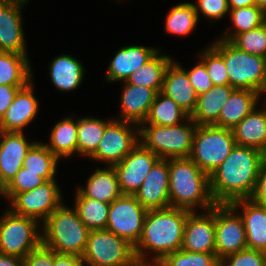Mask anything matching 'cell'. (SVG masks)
Returning a JSON list of instances; mask_svg holds the SVG:
<instances>
[{"mask_svg":"<svg viewBox=\"0 0 266 266\" xmlns=\"http://www.w3.org/2000/svg\"><path fill=\"white\" fill-rule=\"evenodd\" d=\"M265 153L236 145L209 176L210 192L216 204H230L253 194Z\"/></svg>","mask_w":266,"mask_h":266,"instance_id":"6da1fadb","label":"cell"},{"mask_svg":"<svg viewBox=\"0 0 266 266\" xmlns=\"http://www.w3.org/2000/svg\"><path fill=\"white\" fill-rule=\"evenodd\" d=\"M186 209L167 207L148 210L141 237L134 246L137 260L146 261L144 251L155 253L153 262L158 263L170 253L181 249L187 215Z\"/></svg>","mask_w":266,"mask_h":266,"instance_id":"7a4b0ae2","label":"cell"},{"mask_svg":"<svg viewBox=\"0 0 266 266\" xmlns=\"http://www.w3.org/2000/svg\"><path fill=\"white\" fill-rule=\"evenodd\" d=\"M170 206L193 212L196 205L211 209L216 203L210 192L209 175L190 158H169Z\"/></svg>","mask_w":266,"mask_h":266,"instance_id":"3957f363","label":"cell"},{"mask_svg":"<svg viewBox=\"0 0 266 266\" xmlns=\"http://www.w3.org/2000/svg\"><path fill=\"white\" fill-rule=\"evenodd\" d=\"M42 244L60 254L82 256L90 230L80 220L76 210L62 203L44 222Z\"/></svg>","mask_w":266,"mask_h":266,"instance_id":"277c9868","label":"cell"},{"mask_svg":"<svg viewBox=\"0 0 266 266\" xmlns=\"http://www.w3.org/2000/svg\"><path fill=\"white\" fill-rule=\"evenodd\" d=\"M212 47L224 59L231 87L266 93V58L242 51L223 39Z\"/></svg>","mask_w":266,"mask_h":266,"instance_id":"5b68a950","label":"cell"},{"mask_svg":"<svg viewBox=\"0 0 266 266\" xmlns=\"http://www.w3.org/2000/svg\"><path fill=\"white\" fill-rule=\"evenodd\" d=\"M188 121L193 125L158 126L148 124L147 127L145 124H141L144 127H138L137 131L142 138L141 143L160 159L189 158L197 124L190 117L187 119Z\"/></svg>","mask_w":266,"mask_h":266,"instance_id":"8992f818","label":"cell"},{"mask_svg":"<svg viewBox=\"0 0 266 266\" xmlns=\"http://www.w3.org/2000/svg\"><path fill=\"white\" fill-rule=\"evenodd\" d=\"M235 146L236 141L231 129L197 125L189 158L210 176Z\"/></svg>","mask_w":266,"mask_h":266,"instance_id":"52a82bcc","label":"cell"},{"mask_svg":"<svg viewBox=\"0 0 266 266\" xmlns=\"http://www.w3.org/2000/svg\"><path fill=\"white\" fill-rule=\"evenodd\" d=\"M81 258L89 266H129L136 260L134 246L106 229L90 231Z\"/></svg>","mask_w":266,"mask_h":266,"instance_id":"ba28073f","label":"cell"},{"mask_svg":"<svg viewBox=\"0 0 266 266\" xmlns=\"http://www.w3.org/2000/svg\"><path fill=\"white\" fill-rule=\"evenodd\" d=\"M30 217L5 211L0 219V253L25 258L42 244L37 222Z\"/></svg>","mask_w":266,"mask_h":266,"instance_id":"9c48e42d","label":"cell"},{"mask_svg":"<svg viewBox=\"0 0 266 266\" xmlns=\"http://www.w3.org/2000/svg\"><path fill=\"white\" fill-rule=\"evenodd\" d=\"M147 212L134 195L122 194L110 203L106 230L135 246L141 237Z\"/></svg>","mask_w":266,"mask_h":266,"instance_id":"30bf717a","label":"cell"},{"mask_svg":"<svg viewBox=\"0 0 266 266\" xmlns=\"http://www.w3.org/2000/svg\"><path fill=\"white\" fill-rule=\"evenodd\" d=\"M247 248L241 216L230 204H215V253L219 260Z\"/></svg>","mask_w":266,"mask_h":266,"instance_id":"8fae6325","label":"cell"},{"mask_svg":"<svg viewBox=\"0 0 266 266\" xmlns=\"http://www.w3.org/2000/svg\"><path fill=\"white\" fill-rule=\"evenodd\" d=\"M61 195L55 180H48L30 191L16 194L11 199V211L44 222L62 204Z\"/></svg>","mask_w":266,"mask_h":266,"instance_id":"7c38bea8","label":"cell"},{"mask_svg":"<svg viewBox=\"0 0 266 266\" xmlns=\"http://www.w3.org/2000/svg\"><path fill=\"white\" fill-rule=\"evenodd\" d=\"M160 158L139 142L114 166L122 194L134 195Z\"/></svg>","mask_w":266,"mask_h":266,"instance_id":"4fadbf2b","label":"cell"},{"mask_svg":"<svg viewBox=\"0 0 266 266\" xmlns=\"http://www.w3.org/2000/svg\"><path fill=\"white\" fill-rule=\"evenodd\" d=\"M130 124L132 122L112 120L105 127L102 140L91 158L106 161L110 166L120 162L139 143Z\"/></svg>","mask_w":266,"mask_h":266,"instance_id":"5bb4252c","label":"cell"},{"mask_svg":"<svg viewBox=\"0 0 266 266\" xmlns=\"http://www.w3.org/2000/svg\"><path fill=\"white\" fill-rule=\"evenodd\" d=\"M207 213H188L181 249L196 253H215V205Z\"/></svg>","mask_w":266,"mask_h":266,"instance_id":"9a60e30c","label":"cell"},{"mask_svg":"<svg viewBox=\"0 0 266 266\" xmlns=\"http://www.w3.org/2000/svg\"><path fill=\"white\" fill-rule=\"evenodd\" d=\"M147 210L170 207L168 159H159L134 194Z\"/></svg>","mask_w":266,"mask_h":266,"instance_id":"2e32d148","label":"cell"},{"mask_svg":"<svg viewBox=\"0 0 266 266\" xmlns=\"http://www.w3.org/2000/svg\"><path fill=\"white\" fill-rule=\"evenodd\" d=\"M23 0H0V52L27 54L21 23Z\"/></svg>","mask_w":266,"mask_h":266,"instance_id":"e0dca14e","label":"cell"},{"mask_svg":"<svg viewBox=\"0 0 266 266\" xmlns=\"http://www.w3.org/2000/svg\"><path fill=\"white\" fill-rule=\"evenodd\" d=\"M0 192L21 169L28 150L35 143H28L23 132L0 131Z\"/></svg>","mask_w":266,"mask_h":266,"instance_id":"ac0fdd59","label":"cell"},{"mask_svg":"<svg viewBox=\"0 0 266 266\" xmlns=\"http://www.w3.org/2000/svg\"><path fill=\"white\" fill-rule=\"evenodd\" d=\"M32 81L18 90L12 104L0 120V131L23 132L38 111V101L32 92Z\"/></svg>","mask_w":266,"mask_h":266,"instance_id":"d6986e66","label":"cell"},{"mask_svg":"<svg viewBox=\"0 0 266 266\" xmlns=\"http://www.w3.org/2000/svg\"><path fill=\"white\" fill-rule=\"evenodd\" d=\"M230 205L235 211L238 207L244 208L240 216L246 232L247 248L266 252V206L250 198L233 201Z\"/></svg>","mask_w":266,"mask_h":266,"instance_id":"ffe728a7","label":"cell"},{"mask_svg":"<svg viewBox=\"0 0 266 266\" xmlns=\"http://www.w3.org/2000/svg\"><path fill=\"white\" fill-rule=\"evenodd\" d=\"M161 92L173 99L189 115L195 110L198 94L190 83L187 71L179 64L171 62L167 67Z\"/></svg>","mask_w":266,"mask_h":266,"instance_id":"44dd1931","label":"cell"},{"mask_svg":"<svg viewBox=\"0 0 266 266\" xmlns=\"http://www.w3.org/2000/svg\"><path fill=\"white\" fill-rule=\"evenodd\" d=\"M124 82L126 84L121 97V115L124 118L122 121L141 125L147 118L158 92L149 87Z\"/></svg>","mask_w":266,"mask_h":266,"instance_id":"7402d4cb","label":"cell"},{"mask_svg":"<svg viewBox=\"0 0 266 266\" xmlns=\"http://www.w3.org/2000/svg\"><path fill=\"white\" fill-rule=\"evenodd\" d=\"M159 50L143 47L128 46L120 49L111 61L107 81H126L139 67L144 66Z\"/></svg>","mask_w":266,"mask_h":266,"instance_id":"603a6c76","label":"cell"},{"mask_svg":"<svg viewBox=\"0 0 266 266\" xmlns=\"http://www.w3.org/2000/svg\"><path fill=\"white\" fill-rule=\"evenodd\" d=\"M234 90L230 85H214L207 92L198 95L195 110L190 118L197 125H214L223 105Z\"/></svg>","mask_w":266,"mask_h":266,"instance_id":"cb8c5ba5","label":"cell"},{"mask_svg":"<svg viewBox=\"0 0 266 266\" xmlns=\"http://www.w3.org/2000/svg\"><path fill=\"white\" fill-rule=\"evenodd\" d=\"M255 109L231 130L236 145L253 147L266 154V109Z\"/></svg>","mask_w":266,"mask_h":266,"instance_id":"d4e9b609","label":"cell"},{"mask_svg":"<svg viewBox=\"0 0 266 266\" xmlns=\"http://www.w3.org/2000/svg\"><path fill=\"white\" fill-rule=\"evenodd\" d=\"M259 95L261 94L253 90L235 89L223 105L218 121L214 126L233 129L245 116L256 108Z\"/></svg>","mask_w":266,"mask_h":266,"instance_id":"484cf974","label":"cell"},{"mask_svg":"<svg viewBox=\"0 0 266 266\" xmlns=\"http://www.w3.org/2000/svg\"><path fill=\"white\" fill-rule=\"evenodd\" d=\"M78 190L87 198L108 204L122 195L114 166L103 170L96 169L88 178L86 187Z\"/></svg>","mask_w":266,"mask_h":266,"instance_id":"4316f807","label":"cell"},{"mask_svg":"<svg viewBox=\"0 0 266 266\" xmlns=\"http://www.w3.org/2000/svg\"><path fill=\"white\" fill-rule=\"evenodd\" d=\"M53 84L62 91L77 89L84 77V67L78 60L69 56L56 57L50 67Z\"/></svg>","mask_w":266,"mask_h":266,"instance_id":"83f0119b","label":"cell"},{"mask_svg":"<svg viewBox=\"0 0 266 266\" xmlns=\"http://www.w3.org/2000/svg\"><path fill=\"white\" fill-rule=\"evenodd\" d=\"M26 54L0 52V85L26 86L32 78Z\"/></svg>","mask_w":266,"mask_h":266,"instance_id":"f1b7e54d","label":"cell"},{"mask_svg":"<svg viewBox=\"0 0 266 266\" xmlns=\"http://www.w3.org/2000/svg\"><path fill=\"white\" fill-rule=\"evenodd\" d=\"M158 53L159 51L144 66L139 67L130 75L126 82L132 85L149 87L157 92H161L165 71L172 62V59L165 54L162 56Z\"/></svg>","mask_w":266,"mask_h":266,"instance_id":"f546056e","label":"cell"},{"mask_svg":"<svg viewBox=\"0 0 266 266\" xmlns=\"http://www.w3.org/2000/svg\"><path fill=\"white\" fill-rule=\"evenodd\" d=\"M190 115L183 110L173 99L162 92H158L153 101L148 116L142 124L158 126H175L179 120L188 119Z\"/></svg>","mask_w":266,"mask_h":266,"instance_id":"4dcf8cb0","label":"cell"},{"mask_svg":"<svg viewBox=\"0 0 266 266\" xmlns=\"http://www.w3.org/2000/svg\"><path fill=\"white\" fill-rule=\"evenodd\" d=\"M76 195L75 210L83 224L90 231L105 230L110 204L87 198L79 190Z\"/></svg>","mask_w":266,"mask_h":266,"instance_id":"1f68e13d","label":"cell"},{"mask_svg":"<svg viewBox=\"0 0 266 266\" xmlns=\"http://www.w3.org/2000/svg\"><path fill=\"white\" fill-rule=\"evenodd\" d=\"M50 136V145H45L58 159L77 152V122L73 119L59 121Z\"/></svg>","mask_w":266,"mask_h":266,"instance_id":"d6a6232c","label":"cell"},{"mask_svg":"<svg viewBox=\"0 0 266 266\" xmlns=\"http://www.w3.org/2000/svg\"><path fill=\"white\" fill-rule=\"evenodd\" d=\"M85 117L77 121V152L91 157L97 150L105 127L111 122Z\"/></svg>","mask_w":266,"mask_h":266,"instance_id":"836d02e7","label":"cell"},{"mask_svg":"<svg viewBox=\"0 0 266 266\" xmlns=\"http://www.w3.org/2000/svg\"><path fill=\"white\" fill-rule=\"evenodd\" d=\"M58 158L41 142H35L28 150L22 167L33 173H40L46 181L55 179Z\"/></svg>","mask_w":266,"mask_h":266,"instance_id":"e575fe53","label":"cell"},{"mask_svg":"<svg viewBox=\"0 0 266 266\" xmlns=\"http://www.w3.org/2000/svg\"><path fill=\"white\" fill-rule=\"evenodd\" d=\"M198 18L194 4H178L170 10L165 29L172 34L187 35L196 26Z\"/></svg>","mask_w":266,"mask_h":266,"instance_id":"d590c367","label":"cell"},{"mask_svg":"<svg viewBox=\"0 0 266 266\" xmlns=\"http://www.w3.org/2000/svg\"><path fill=\"white\" fill-rule=\"evenodd\" d=\"M229 12L236 30L233 35L228 34L229 32L226 30V35L221 38L226 41H231L237 34L247 32L266 22V13L257 5L230 9Z\"/></svg>","mask_w":266,"mask_h":266,"instance_id":"8d00e7d4","label":"cell"},{"mask_svg":"<svg viewBox=\"0 0 266 266\" xmlns=\"http://www.w3.org/2000/svg\"><path fill=\"white\" fill-rule=\"evenodd\" d=\"M157 264L158 266H219V259L216 253H196L180 249L168 254Z\"/></svg>","mask_w":266,"mask_h":266,"instance_id":"74e56055","label":"cell"},{"mask_svg":"<svg viewBox=\"0 0 266 266\" xmlns=\"http://www.w3.org/2000/svg\"><path fill=\"white\" fill-rule=\"evenodd\" d=\"M230 42L242 51L266 58V22L247 32L237 34Z\"/></svg>","mask_w":266,"mask_h":266,"instance_id":"f35d334b","label":"cell"},{"mask_svg":"<svg viewBox=\"0 0 266 266\" xmlns=\"http://www.w3.org/2000/svg\"><path fill=\"white\" fill-rule=\"evenodd\" d=\"M45 181L46 180L40 176V173H33L21 167L15 177L0 193L5 197H10L9 199L11 200L16 194L30 191L43 184Z\"/></svg>","mask_w":266,"mask_h":266,"instance_id":"ab89813d","label":"cell"},{"mask_svg":"<svg viewBox=\"0 0 266 266\" xmlns=\"http://www.w3.org/2000/svg\"><path fill=\"white\" fill-rule=\"evenodd\" d=\"M200 58L206 66L213 85H230L224 59L212 46L207 48Z\"/></svg>","mask_w":266,"mask_h":266,"instance_id":"60d3db41","label":"cell"},{"mask_svg":"<svg viewBox=\"0 0 266 266\" xmlns=\"http://www.w3.org/2000/svg\"><path fill=\"white\" fill-rule=\"evenodd\" d=\"M219 266H266V252L246 248L219 260Z\"/></svg>","mask_w":266,"mask_h":266,"instance_id":"b9f144b4","label":"cell"},{"mask_svg":"<svg viewBox=\"0 0 266 266\" xmlns=\"http://www.w3.org/2000/svg\"><path fill=\"white\" fill-rule=\"evenodd\" d=\"M188 78L191 85L198 95L207 92L214 85L210 79L205 64L200 61L189 72L187 71Z\"/></svg>","mask_w":266,"mask_h":266,"instance_id":"7bdbcfd3","label":"cell"},{"mask_svg":"<svg viewBox=\"0 0 266 266\" xmlns=\"http://www.w3.org/2000/svg\"><path fill=\"white\" fill-rule=\"evenodd\" d=\"M196 5L197 15L199 14L198 9H200L205 16L211 19H220L230 11L227 0H198Z\"/></svg>","mask_w":266,"mask_h":266,"instance_id":"ee69618b","label":"cell"},{"mask_svg":"<svg viewBox=\"0 0 266 266\" xmlns=\"http://www.w3.org/2000/svg\"><path fill=\"white\" fill-rule=\"evenodd\" d=\"M25 266H53L54 251L41 244L23 258Z\"/></svg>","mask_w":266,"mask_h":266,"instance_id":"f6af8a7d","label":"cell"},{"mask_svg":"<svg viewBox=\"0 0 266 266\" xmlns=\"http://www.w3.org/2000/svg\"><path fill=\"white\" fill-rule=\"evenodd\" d=\"M250 199L257 204L266 206V155L262 161L256 185Z\"/></svg>","mask_w":266,"mask_h":266,"instance_id":"bcb514c9","label":"cell"},{"mask_svg":"<svg viewBox=\"0 0 266 266\" xmlns=\"http://www.w3.org/2000/svg\"><path fill=\"white\" fill-rule=\"evenodd\" d=\"M25 86L0 85V120L12 104L15 94Z\"/></svg>","mask_w":266,"mask_h":266,"instance_id":"7dc6e473","label":"cell"},{"mask_svg":"<svg viewBox=\"0 0 266 266\" xmlns=\"http://www.w3.org/2000/svg\"><path fill=\"white\" fill-rule=\"evenodd\" d=\"M81 256L54 252L53 266H84Z\"/></svg>","mask_w":266,"mask_h":266,"instance_id":"c3c4849f","label":"cell"},{"mask_svg":"<svg viewBox=\"0 0 266 266\" xmlns=\"http://www.w3.org/2000/svg\"><path fill=\"white\" fill-rule=\"evenodd\" d=\"M0 266H25L21 257L0 253Z\"/></svg>","mask_w":266,"mask_h":266,"instance_id":"681fc988","label":"cell"},{"mask_svg":"<svg viewBox=\"0 0 266 266\" xmlns=\"http://www.w3.org/2000/svg\"><path fill=\"white\" fill-rule=\"evenodd\" d=\"M229 9H239L242 7H248L256 5V0H227Z\"/></svg>","mask_w":266,"mask_h":266,"instance_id":"f907efd6","label":"cell"},{"mask_svg":"<svg viewBox=\"0 0 266 266\" xmlns=\"http://www.w3.org/2000/svg\"><path fill=\"white\" fill-rule=\"evenodd\" d=\"M155 263V264H154ZM149 265H147V263L145 261H141V260H135L131 265L129 266H158V264L156 262H153L152 264L149 262Z\"/></svg>","mask_w":266,"mask_h":266,"instance_id":"816d5d0a","label":"cell"},{"mask_svg":"<svg viewBox=\"0 0 266 266\" xmlns=\"http://www.w3.org/2000/svg\"><path fill=\"white\" fill-rule=\"evenodd\" d=\"M256 5L266 13V0H256Z\"/></svg>","mask_w":266,"mask_h":266,"instance_id":"f5cc1de1","label":"cell"}]
</instances>
